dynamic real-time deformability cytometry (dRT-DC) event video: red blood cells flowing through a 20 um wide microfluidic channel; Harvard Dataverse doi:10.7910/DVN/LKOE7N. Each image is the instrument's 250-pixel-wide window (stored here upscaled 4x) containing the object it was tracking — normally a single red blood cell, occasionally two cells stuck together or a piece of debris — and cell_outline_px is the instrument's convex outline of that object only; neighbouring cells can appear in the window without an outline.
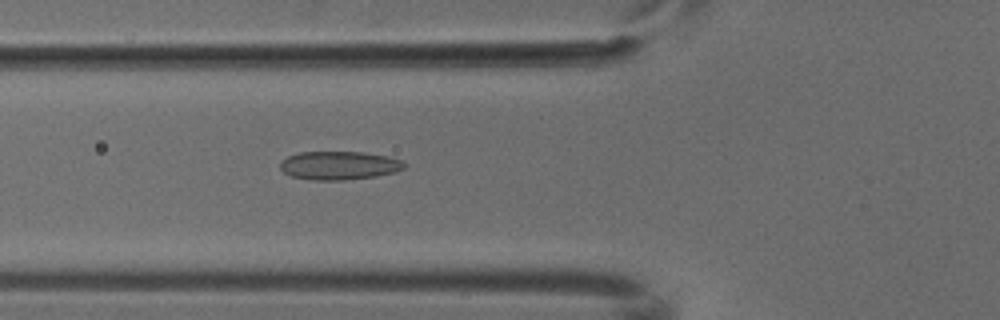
{"species": "common noctule bat (a hibernating species)", "species_latin": "Nyctalus noctula", "temperature_condition": "cold", "stored_images_in_passage": 6, "camera_frame_rate_fps": 3000, "um_per_image_px": 0.085, "animal": {"sex": "male", "body_mass_g": 18.8}, "frame": {"image": 1, "passage_image": 6, "time_ms": 1.667, "image_size_px": [1000, 320], "cell_outline_px": [[408, 164], [404, 168], [396, 172], [376, 176], [344, 180], [312, 180], [292, 176], [284, 172], [280, 168], [280, 160], [288, 156], [300, 152], [364, 152], [388, 156], [404, 160]], "centroid_in_image_um": [28.87, 14.06], "position_along_channel_um": 96.9, "area_um2": 20.81}}